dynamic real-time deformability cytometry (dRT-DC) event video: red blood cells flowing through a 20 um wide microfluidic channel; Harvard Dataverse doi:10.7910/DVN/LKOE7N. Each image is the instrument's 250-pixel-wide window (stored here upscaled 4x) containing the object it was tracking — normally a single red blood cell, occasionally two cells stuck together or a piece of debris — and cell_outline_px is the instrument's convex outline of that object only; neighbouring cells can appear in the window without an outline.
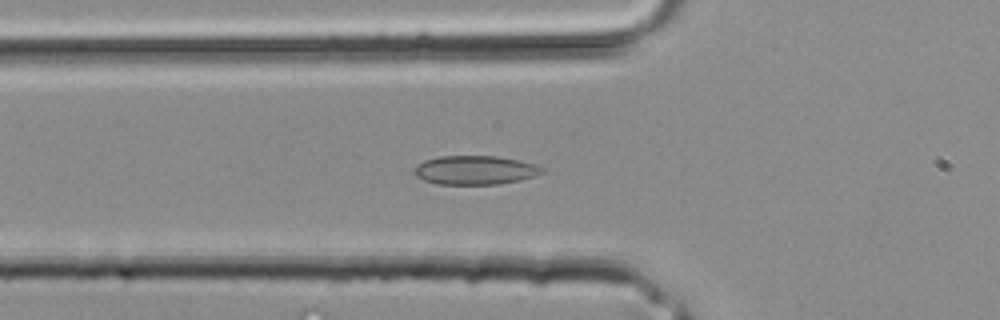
{"species": "common noctule bat (a hibernating species)", "species_latin": "Nyctalus noctula", "temperature_condition": "room temperature", "stored_images_in_passage": 34, "camera_frame_rate_fps": 3000, "um_per_image_px": 0.085, "animal": {"sex": "male", "body_mass_g": 20.4}, "frame": {"image": 1, "passage_image": 12, "time_ms": 3.667, "image_size_px": [1000, 320], "cell_outline_px": [[544, 172], [536, 176], [520, 180], [500, 184], [436, 184], [424, 180], [416, 176], [412, 172], [416, 164], [424, 160], [440, 156], [496, 156], [520, 160], [536, 164], [544, 168]], "centroid_in_image_um": [40.38, 14.46], "position_along_channel_um": 85.4, "area_um2": 21.79}}
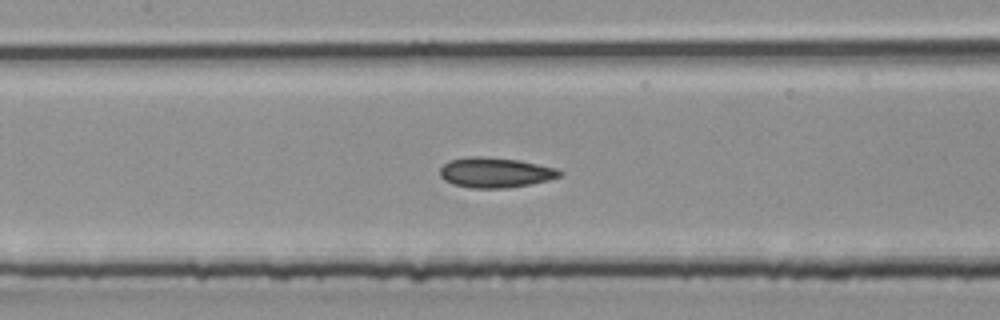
{"frame": {"image": 2, "passage_image": 16, "time_ms": 5.0, "image_size_px": [1000, 320], "cell_outline_px": [[564, 172], [560, 176], [548, 180], [508, 188], [468, 188], [452, 184], [444, 180], [440, 176], [440, 168], [448, 160], [472, 156], [484, 156], [520, 160], [556, 168]], "centroid_in_image_um": [42.07, 14.66], "position_along_channel_um": 165.3, "area_um2": 21.15}}
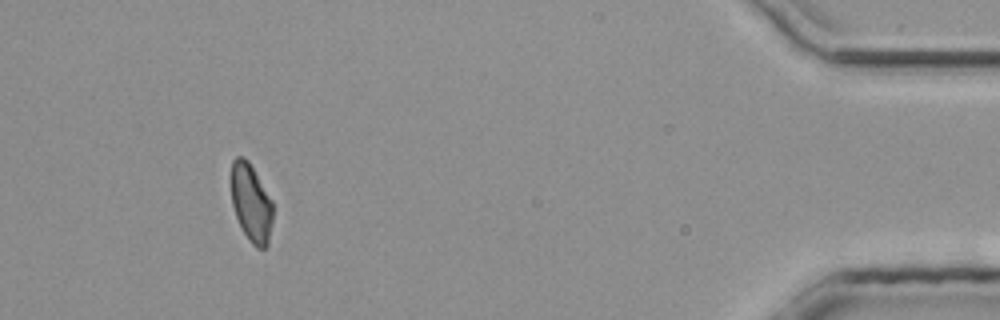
{"frame": {"image": 3, "passage_image": 32, "time_ms": 10.333, "image_size_px": [1000, 320], "cell_outline_px": [[272, 224], [268, 244], [264, 248], [256, 248], [248, 240], [236, 216], [232, 204], [232, 160], [236, 156], [244, 156], [248, 160], [272, 200]], "centroid_in_image_um": [21.35, 17.25], "position_along_channel_um": 413.8, "area_um2": 18.79}}